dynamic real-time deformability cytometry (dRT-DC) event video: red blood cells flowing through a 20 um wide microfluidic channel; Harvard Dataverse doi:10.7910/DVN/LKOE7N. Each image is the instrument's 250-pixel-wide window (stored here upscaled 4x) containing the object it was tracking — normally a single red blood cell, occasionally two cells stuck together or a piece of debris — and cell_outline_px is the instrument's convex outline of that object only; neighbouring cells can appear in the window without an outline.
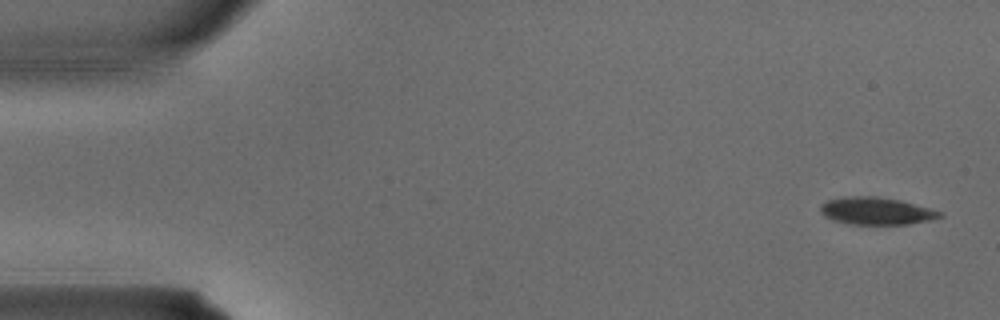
{"species": "common noctule bat (a hibernating species)", "species_latin": "Nyctalus noctula", "temperature_condition": "warm", "stored_images_in_passage": 3, "camera_frame_rate_fps": 3000, "um_per_image_px": 0.085, "animal": {"sex": "male", "body_mass_g": 15.6}, "frame": {"image": 1, "passage_image": 1, "time_ms": 0.0, "image_size_px": [1000, 320], "cell_outline_px": [[944, 216], [928, 220], [908, 224], [848, 224], [832, 220], [824, 216], [820, 212], [820, 204], [828, 200], [844, 196], [876, 196], [900, 200], [944, 212]], "centroid_in_image_um": [74.45, 17.93], "position_along_channel_um": 10.5, "area_um2": 19.13}}